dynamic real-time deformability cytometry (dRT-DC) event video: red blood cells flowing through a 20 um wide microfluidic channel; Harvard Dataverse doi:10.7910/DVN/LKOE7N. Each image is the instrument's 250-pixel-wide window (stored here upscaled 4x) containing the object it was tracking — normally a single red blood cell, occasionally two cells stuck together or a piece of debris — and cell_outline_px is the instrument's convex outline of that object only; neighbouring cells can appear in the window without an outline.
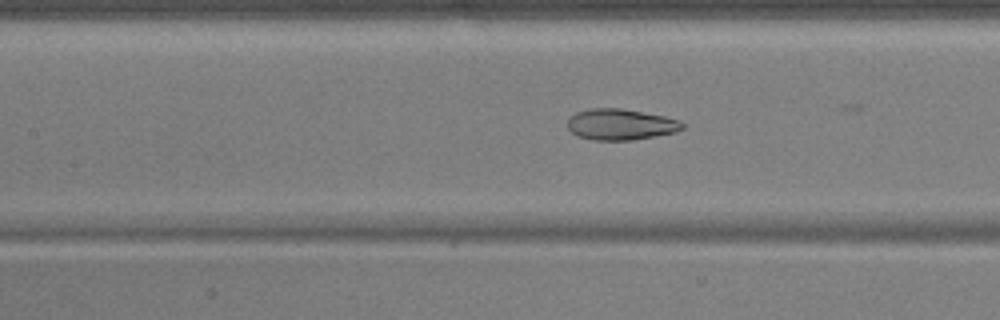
{"species": "common noctule bat (a hibernating species)", "species_latin": "Nyctalus noctula", "temperature_condition": "warm", "stored_images_in_passage": 37, "camera_frame_rate_fps": 3000, "um_per_image_px": 0.085, "animal": {"sex": "male", "body_mass_g": 17.9, "forearm_length_mm": 54.2}, "frame": {"image": 1, "passage_image": 24, "time_ms": 7.667, "image_size_px": [1000, 320], "cell_outline_px": [[684, 128], [676, 132], [656, 136], [632, 140], [592, 140], [576, 136], [568, 128], [568, 116], [576, 112], [592, 108], [620, 108], [664, 116], [680, 120], [684, 124]], "centroid_in_image_um": [52.74, 10.58], "position_along_channel_um": 154.7, "area_um2": 20.92}}
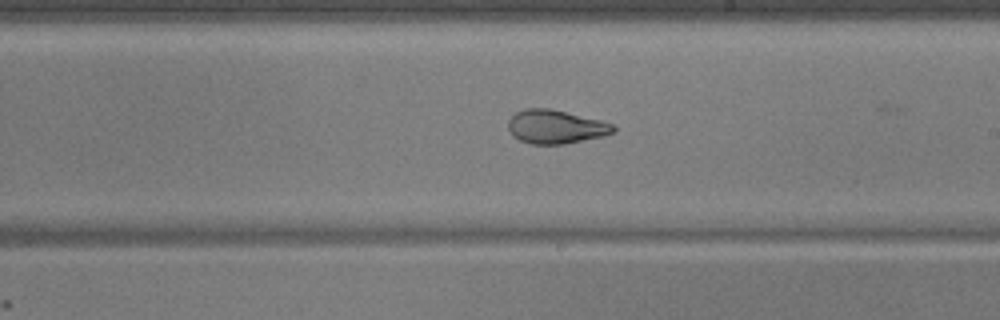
{"frame": {"image": 2, "passage_image": 31, "time_ms": 10.0, "image_size_px": [1000, 320], "cell_outline_px": [[616, 132], [604, 136], [564, 144], [532, 144], [520, 140], [512, 136], [508, 128], [508, 120], [516, 112], [528, 108], [552, 108], [600, 120], [612, 124], [616, 128]], "centroid_in_image_um": [47.24, 10.77], "position_along_channel_um": 241.8, "area_um2": 20.75}}
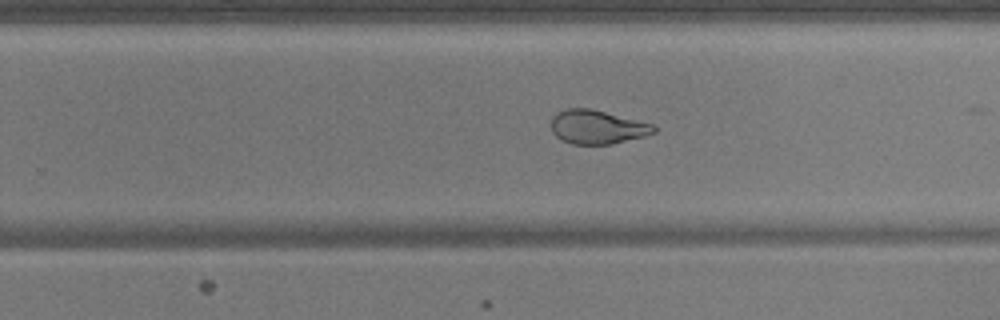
{"frame": {"image": 3, "passage_image": 34, "time_ms": 11.0, "image_size_px": [1000, 320], "cell_outline_px": [[656, 132], [644, 136], [612, 144], [572, 144], [560, 140], [552, 132], [552, 116], [556, 112], [568, 108], [592, 108], [652, 124], [656, 128]], "centroid_in_image_um": [50.73, 10.79], "position_along_channel_um": 279.1, "area_um2": 20.29}}